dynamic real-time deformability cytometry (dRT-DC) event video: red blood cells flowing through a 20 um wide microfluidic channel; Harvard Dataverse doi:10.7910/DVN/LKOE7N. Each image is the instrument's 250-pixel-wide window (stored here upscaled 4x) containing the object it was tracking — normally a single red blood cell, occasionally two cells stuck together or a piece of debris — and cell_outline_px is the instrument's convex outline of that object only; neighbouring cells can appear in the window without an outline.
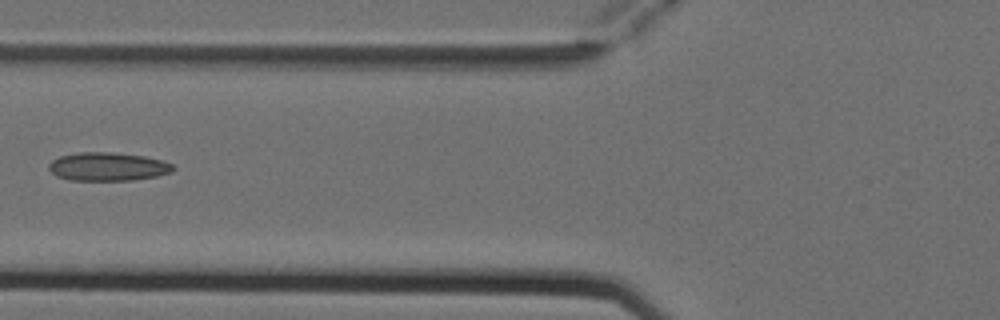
{"species": "Egyptian fruit bat (a non-hibernating species)", "species_latin": "Rousettus aegyptiacus", "temperature_condition": "cold", "stored_images_in_passage": 6, "camera_frame_rate_fps": 3000, "um_per_image_px": 0.085, "animal": {"sex": "female"}, "frame": {"image": 1, "passage_image": 6, "time_ms": 1.667, "image_size_px": [1000, 320], "cell_outline_px": [[176, 168], [172, 172], [156, 176], [132, 180], [68, 180], [56, 176], [48, 168], [48, 164], [52, 160], [60, 156], [80, 152], [108, 152], [144, 156], [160, 160], [172, 164]], "centroid_in_image_um": [9.15, 14.17], "position_along_channel_um": 116.7, "area_um2": 20.52}}